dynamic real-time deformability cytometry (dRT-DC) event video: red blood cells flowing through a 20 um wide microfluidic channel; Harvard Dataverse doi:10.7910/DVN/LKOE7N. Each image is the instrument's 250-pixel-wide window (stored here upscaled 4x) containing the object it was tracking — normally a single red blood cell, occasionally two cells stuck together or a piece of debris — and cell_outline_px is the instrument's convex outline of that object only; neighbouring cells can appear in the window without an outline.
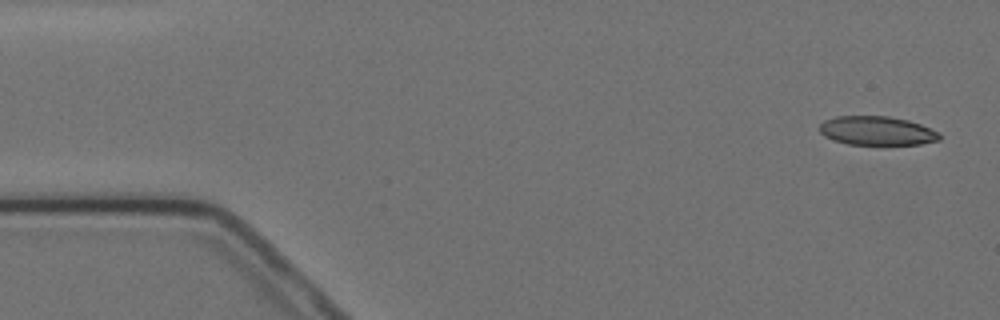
{"species": "Egyptian fruit bat (a non-hibernating species)", "species_latin": "Rousettus aegyptiacus", "temperature_condition": "cold", "stored_images_in_passage": 6, "camera_frame_rate_fps": 3000, "um_per_image_px": 0.085, "animal": {"sex": "female"}, "frame": {"image": 1, "passage_image": 1, "time_ms": 0.0, "image_size_px": [1000, 320], "cell_outline_px": [[940, 140], [920, 144], [848, 144], [824, 136], [820, 132], [820, 124], [824, 120], [836, 116], [888, 116], [908, 120], [920, 124], [940, 132]], "centroid_in_image_um": [74.55, 11.1], "position_along_channel_um": 10.4, "area_um2": 20.11}}
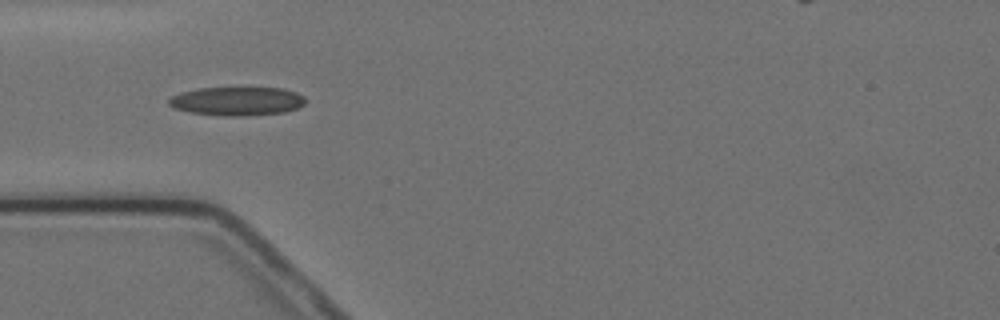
{"frame": {"image": 2, "passage_image": 5, "time_ms": 4.667, "image_size_px": [1000, 320], "cell_outline_px": [[304, 104], [296, 108], [284, 112], [244, 116], [224, 116], [188, 112], [176, 108], [168, 104], [168, 100], [172, 96], [180, 92], [200, 88], [284, 88], [296, 92], [304, 96]], "centroid_in_image_um": [20.14, 8.6], "position_along_channel_um": 64.9, "area_um2": 22.77}}
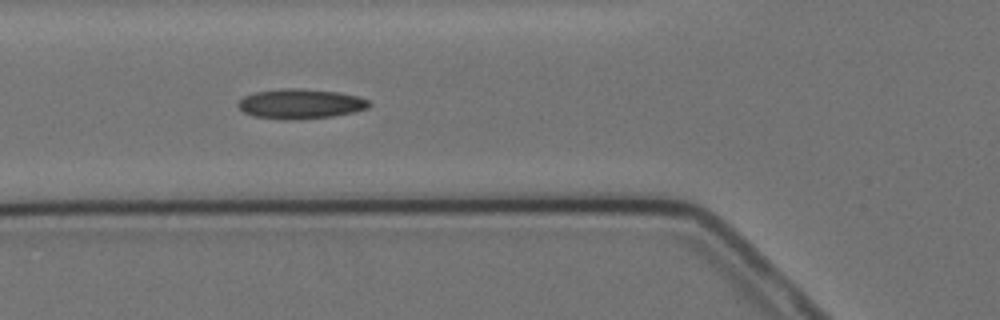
{"frame": {"image": 3, "passage_image": 6, "time_ms": 5.667, "image_size_px": [1000, 320], "cell_outline_px": [[372, 104], [368, 108], [356, 112], [332, 116], [292, 120], [284, 120], [252, 116], [244, 112], [236, 104], [244, 96], [252, 92], [280, 88], [300, 88], [340, 92], [360, 96], [368, 100]], "centroid_in_image_um": [25.55, 8.82], "position_along_channel_um": 100.3, "area_um2": 23.18}}